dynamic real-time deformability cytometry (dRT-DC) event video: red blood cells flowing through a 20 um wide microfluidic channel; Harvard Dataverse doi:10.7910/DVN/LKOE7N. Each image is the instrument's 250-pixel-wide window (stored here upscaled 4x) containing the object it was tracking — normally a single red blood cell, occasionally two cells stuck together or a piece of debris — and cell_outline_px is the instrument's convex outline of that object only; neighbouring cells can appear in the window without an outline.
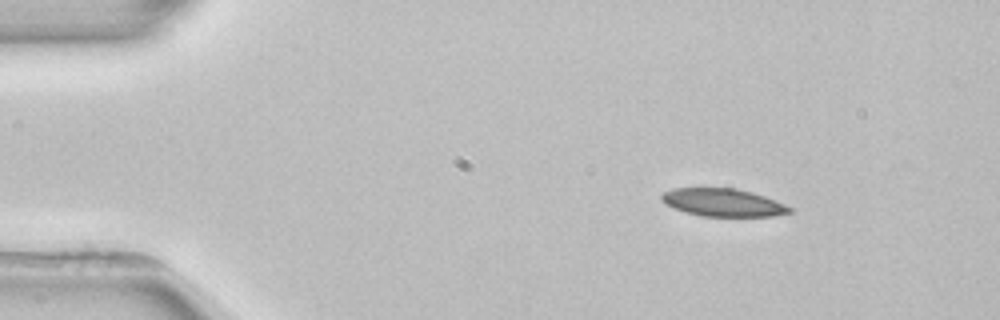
{"species": "common noctule bat (a hibernating species)", "species_latin": "Nyctalus noctula", "temperature_condition": "room temperature", "stored_images_in_passage": 4, "camera_frame_rate_fps": 3000, "um_per_image_px": 0.085, "animal": {"sex": "female", "body_mass_g": 22.7, "forearm_length_mm": 54.2}, "frame": {"image": 1, "passage_image": 1, "time_ms": 0.0, "image_size_px": [1000, 320], "cell_outline_px": [[792, 212], [772, 216], [700, 216], [684, 212], [672, 208], [660, 200], [660, 196], [664, 192], [676, 188], [736, 188], [764, 196], [784, 204], [792, 208]], "centroid_in_image_um": [61.41, 17.22], "position_along_channel_um": 23.6, "area_um2": 20.69}}
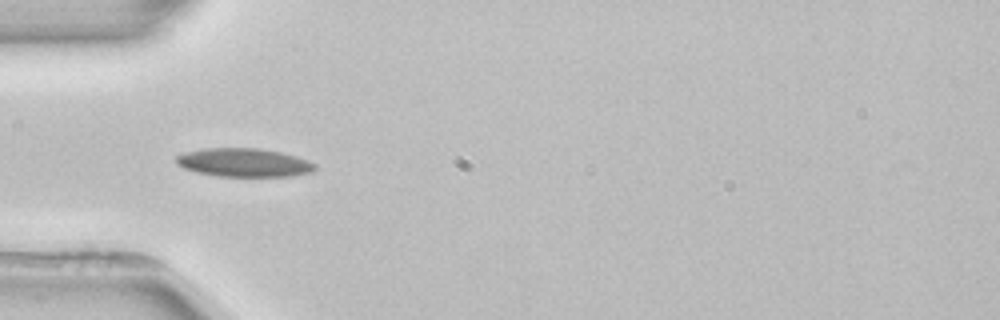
{"frame": {"image": 2, "passage_image": 3, "time_ms": 3.0, "image_size_px": [1000, 320], "cell_outline_px": [[316, 168], [312, 172], [288, 176], [216, 176], [196, 172], [184, 168], [176, 164], [176, 156], [184, 152], [208, 148], [260, 148], [280, 152], [296, 156], [308, 160], [316, 164]], "centroid_in_image_um": [20.73, 13.81], "position_along_channel_um": 64.3, "area_um2": 23.06}}